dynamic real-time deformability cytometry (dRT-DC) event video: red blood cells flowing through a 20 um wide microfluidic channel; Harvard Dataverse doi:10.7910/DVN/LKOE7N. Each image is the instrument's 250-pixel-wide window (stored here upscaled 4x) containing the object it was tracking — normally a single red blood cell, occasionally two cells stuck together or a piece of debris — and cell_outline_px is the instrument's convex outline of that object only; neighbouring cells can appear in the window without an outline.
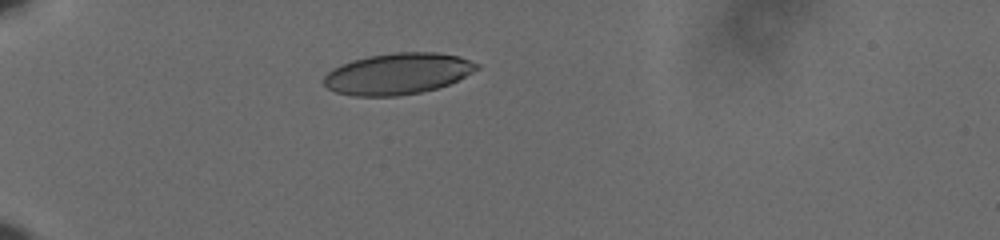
{"species": "human", "species_latin": "Homo sapiens", "temperature_condition": "cold", "stored_images_in_passage": 36, "camera_frame_rate_fps": 3000, "um_per_image_px": 0.085, "donor": {"sex": "male"}, "frame": {"image": 1, "passage_image": 1, "time_ms": 0.0, "image_size_px": [1000, 240], "cell_outline_px": [[480, 68], [448, 84], [436, 88], [420, 92], [396, 96], [356, 96], [336, 92], [328, 88], [324, 84], [324, 76], [332, 68], [340, 64], [352, 60], [368, 56], [392, 52], [436, 52], [460, 56], [480, 64]], "centroid_in_image_um": [33.8, 6.25], "position_along_channel_um": 51.2, "area_um2": 36.76}}
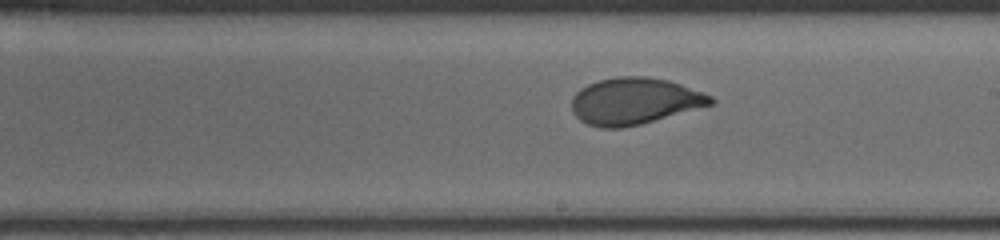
{"frame": {"image": 2, "passage_image": 19, "time_ms": 6.0, "image_size_px": [1000, 240], "cell_outline_px": [[716, 100], [712, 104], [640, 124], [620, 128], [600, 128], [588, 124], [580, 120], [572, 112], [572, 96], [580, 88], [588, 84], [600, 80], [616, 76], [648, 76], [668, 80], [680, 84], [712, 96]], "centroid_in_image_um": [53.89, 8.58], "position_along_channel_um": 235.1, "area_um2": 37.63}}
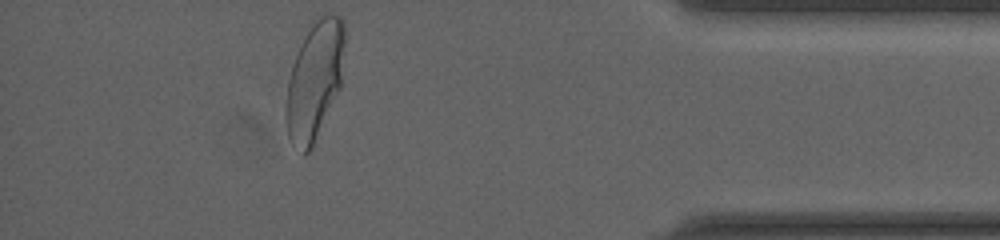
{"frame": {"image": 3, "passage_image": 36, "time_ms": 11.667, "image_size_px": [1000, 240], "cell_outline_px": [[344, 40], [340, 88], [312, 148], [304, 156], [292, 144], [288, 136], [288, 80], [292, 64], [300, 44], [312, 20], [320, 12], [340, 16], [344, 20]], "centroid_in_image_um": [26.76, 6.77], "position_along_channel_um": 408.4, "area_um2": 40.11}, "authors_computed_cell_mechanics": {"area_um2": 37.9746, "velocity_mm_per_s": 3.6151, "shape_relaxation_time_tau1_ms": 4.2969, "shape_relaxation_time_tau2_ms": null, "deformation_change_tau1": 0.1606, "deformation_change_tau2": null}}